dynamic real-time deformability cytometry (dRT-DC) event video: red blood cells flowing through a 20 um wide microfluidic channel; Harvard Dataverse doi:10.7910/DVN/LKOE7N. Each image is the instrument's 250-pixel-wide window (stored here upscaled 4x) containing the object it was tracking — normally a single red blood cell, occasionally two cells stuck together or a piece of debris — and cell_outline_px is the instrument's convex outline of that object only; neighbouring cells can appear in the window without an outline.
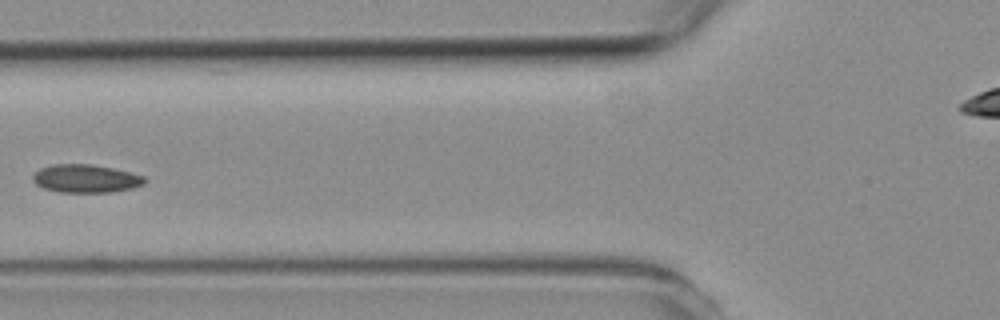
{"species": "common noctule bat (a hibernating species)", "species_latin": "Nyctalus noctula", "temperature_condition": "room temperature", "stored_images_in_passage": 7, "camera_frame_rate_fps": 3000, "um_per_image_px": 0.085, "animal": {"sex": "female", "body_mass_g": 19.3, "forearm_length_mm": 54.1}, "frame": {"image": 1, "passage_image": 6, "time_ms": 7.0, "image_size_px": [1000, 320], "cell_outline_px": [[148, 180], [144, 184], [132, 188], [112, 192], [60, 192], [44, 188], [36, 184], [32, 180], [32, 176], [40, 168], [52, 164], [92, 164], [132, 172], [144, 176]], "centroid_in_image_um": [7.31, 15.17], "position_along_channel_um": 118.5, "area_um2": 18.44}}
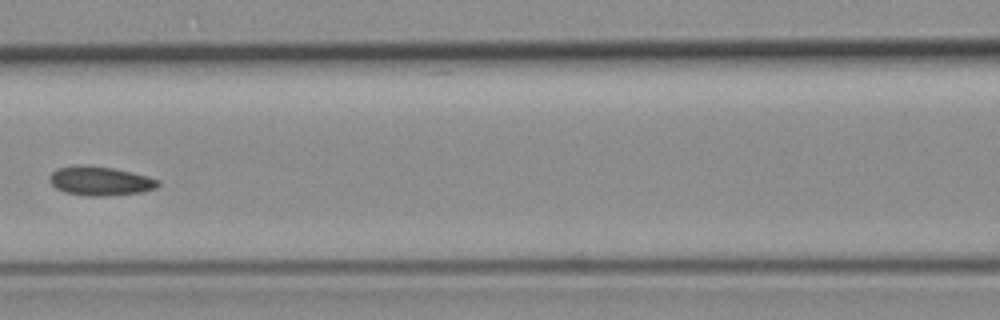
{"frame": {"image": 2, "passage_image": 7, "time_ms": 8.0, "image_size_px": [1000, 320], "cell_outline_px": [[160, 184], [156, 188], [140, 192], [104, 196], [88, 196], [64, 192], [56, 188], [48, 180], [48, 176], [56, 168], [80, 164], [88, 164], [112, 168], [132, 172], [148, 176], [160, 180]], "centroid_in_image_um": [8.48, 15.36], "position_along_channel_um": 158.1, "area_um2": 18.61}}